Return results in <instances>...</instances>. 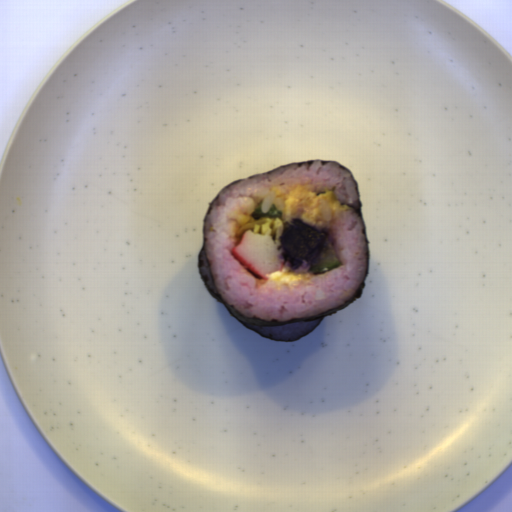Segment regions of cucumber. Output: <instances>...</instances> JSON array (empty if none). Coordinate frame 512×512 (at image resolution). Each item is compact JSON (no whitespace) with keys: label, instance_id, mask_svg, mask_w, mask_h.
Wrapping results in <instances>:
<instances>
[{"label":"cucumber","instance_id":"1","mask_svg":"<svg viewBox=\"0 0 512 512\" xmlns=\"http://www.w3.org/2000/svg\"><path fill=\"white\" fill-rule=\"evenodd\" d=\"M341 263L337 256L330 249L329 252L322 254L309 268V273L320 274L330 271L340 266Z\"/></svg>","mask_w":512,"mask_h":512},{"label":"cucumber","instance_id":"2","mask_svg":"<svg viewBox=\"0 0 512 512\" xmlns=\"http://www.w3.org/2000/svg\"><path fill=\"white\" fill-rule=\"evenodd\" d=\"M262 207H263V201L250 214L251 218H253L255 221H258L261 218H265V217H271V218L279 217L280 218L283 214L282 210H279L274 203L271 204V206L267 212H263Z\"/></svg>","mask_w":512,"mask_h":512}]
</instances>
